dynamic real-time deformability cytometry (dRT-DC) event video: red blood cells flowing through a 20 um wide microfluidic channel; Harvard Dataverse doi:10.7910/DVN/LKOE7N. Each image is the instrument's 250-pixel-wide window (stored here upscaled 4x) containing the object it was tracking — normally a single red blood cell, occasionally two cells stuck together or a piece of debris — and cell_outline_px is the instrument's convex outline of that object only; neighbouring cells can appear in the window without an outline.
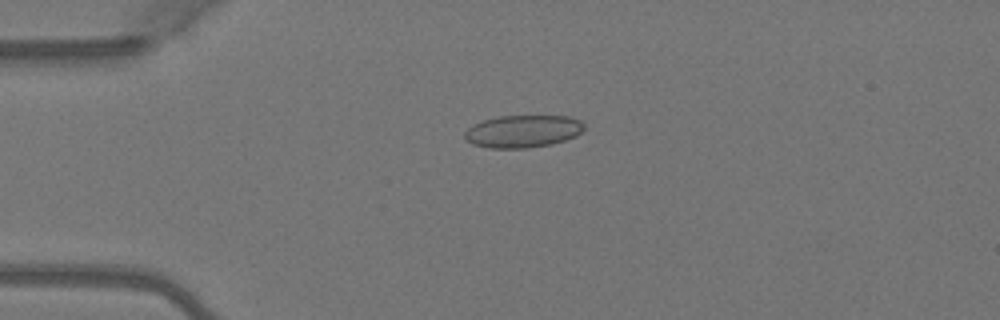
{"species": "Egyptian fruit bat (a non-hibernating species)", "species_latin": "Rousettus aegyptiacus", "temperature_condition": "warm", "stored_images_in_passage": 2, "camera_frame_rate_fps": 3000, "um_per_image_px": 0.085, "animal": {"sex": "female"}, "frame": {"image": 1, "passage_image": 2, "time_ms": 0.333, "image_size_px": [1000, 320], "cell_outline_px": [[584, 128], [576, 136], [552, 144], [528, 148], [488, 148], [472, 144], [464, 140], [464, 132], [472, 124], [496, 116], [568, 116], [580, 120], [584, 124]], "centroid_in_image_um": [44.4, 11.16], "position_along_channel_um": 40.6, "area_um2": 22.77}}